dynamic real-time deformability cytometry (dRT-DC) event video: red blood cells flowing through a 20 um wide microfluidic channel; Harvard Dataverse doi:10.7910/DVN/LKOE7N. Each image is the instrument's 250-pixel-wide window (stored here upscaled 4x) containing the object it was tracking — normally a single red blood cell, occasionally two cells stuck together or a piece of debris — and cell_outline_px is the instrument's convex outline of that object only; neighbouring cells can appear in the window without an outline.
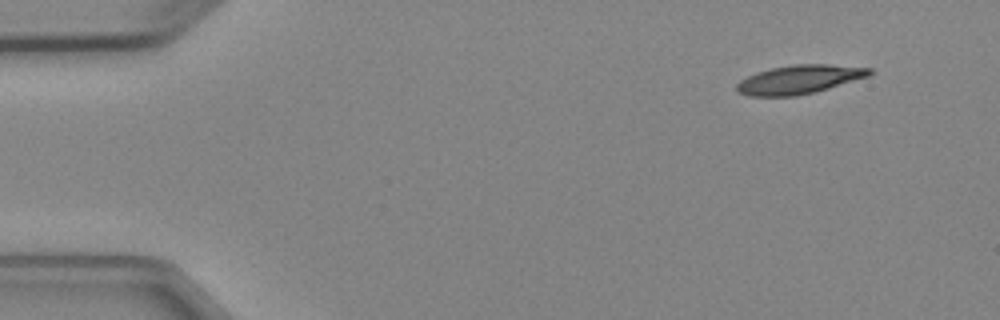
{"species": "Egyptian fruit bat (a non-hibernating species)", "species_latin": "Rousettus aegyptiacus", "temperature_condition": "cold", "stored_images_in_passage": 5, "camera_frame_rate_fps": 3000, "um_per_image_px": 0.085, "animal": {"sex": "female"}, "frame": {"image": 1, "passage_image": 1, "time_ms": 0.0, "image_size_px": [1000, 320], "cell_outline_px": [[872, 72], [868, 76], [816, 92], [796, 96], [748, 96], [736, 92], [736, 84], [740, 80], [756, 72], [772, 68], [792, 64], [828, 64], [872, 68]], "centroid_in_image_um": [67.9, 6.76], "position_along_channel_um": 17.1, "area_um2": 22.31}}
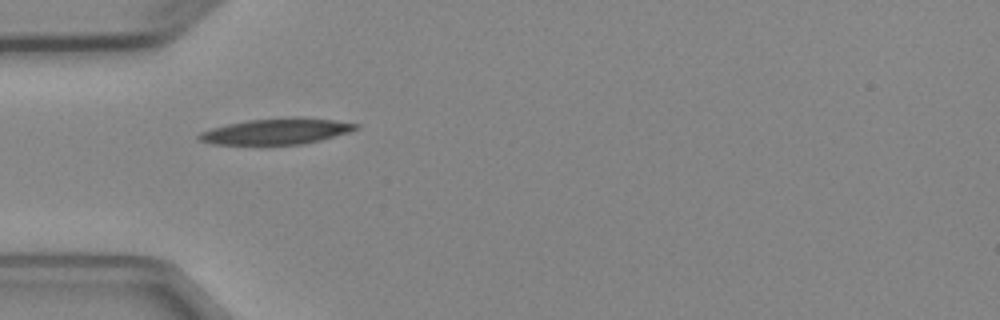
{"frame": {"image": 2, "passage_image": 4, "time_ms": 3.667, "image_size_px": [1000, 320], "cell_outline_px": [[360, 128], [348, 132], [320, 140], [300, 144], [212, 144], [196, 140], [196, 136], [200, 132], [212, 128], [228, 124], [248, 120], [296, 116], [300, 116], [332, 120], [360, 124]], "centroid_in_image_um": [23.48, 11.15], "position_along_channel_um": 61.5, "area_um2": 23.7}}